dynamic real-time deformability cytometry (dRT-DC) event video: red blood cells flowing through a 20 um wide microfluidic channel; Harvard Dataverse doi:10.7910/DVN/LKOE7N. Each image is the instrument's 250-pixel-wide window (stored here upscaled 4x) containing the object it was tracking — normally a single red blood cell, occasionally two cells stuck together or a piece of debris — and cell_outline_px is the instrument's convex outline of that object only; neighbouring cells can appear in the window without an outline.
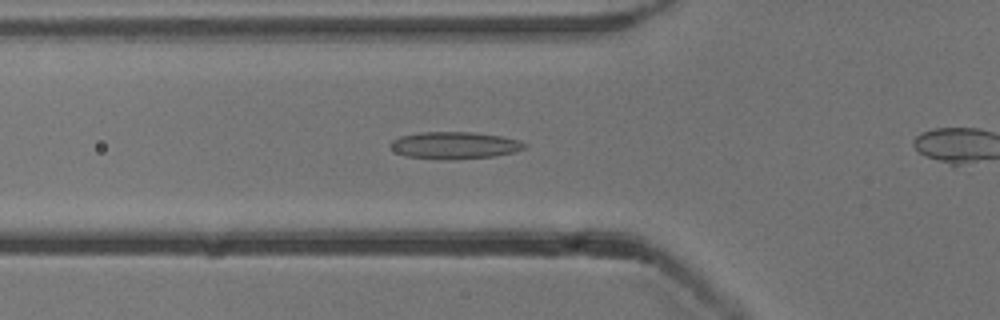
{"species": "common noctule bat (a hibernating species)", "species_latin": "Nyctalus noctula", "temperature_condition": "cold", "stored_images_in_passage": 27, "camera_frame_rate_fps": 3000, "um_per_image_px": 0.085, "animal": {"sex": "male", "body_mass_g": 13.3}, "frame": {"image": 1, "passage_image": 2, "time_ms": 0.333, "image_size_px": [1000, 320], "cell_outline_px": [[528, 144], [524, 148], [516, 152], [496, 156], [448, 160], [444, 160], [404, 156], [396, 152], [388, 144], [392, 140], [400, 136], [420, 132], [476, 132], [500, 136], [520, 140]], "centroid_in_image_um": [38.65, 12.36], "position_along_channel_um": 87.2, "area_um2": 21.44}}
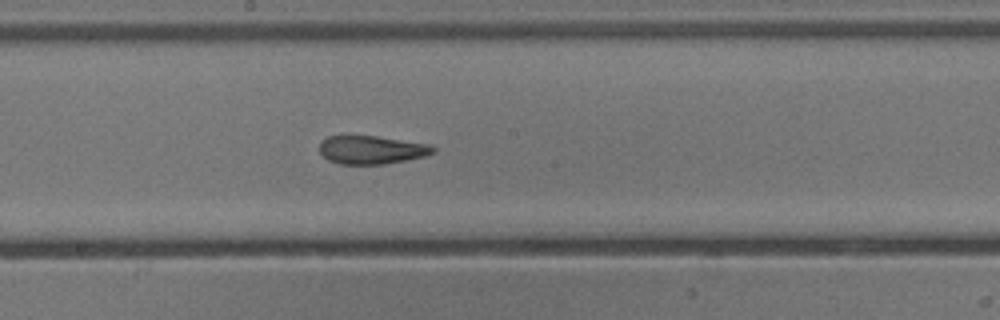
{"frame": {"image": 2, "passage_image": 12, "time_ms": 3.667, "image_size_px": [1000, 320], "cell_outline_px": [[436, 152], [424, 156], [384, 164], [340, 164], [328, 160], [320, 152], [320, 140], [328, 136], [376, 136], [432, 144], [436, 148]], "centroid_in_image_um": [31.6, 12.73], "position_along_channel_um": 216.6, "area_um2": 18.79}}
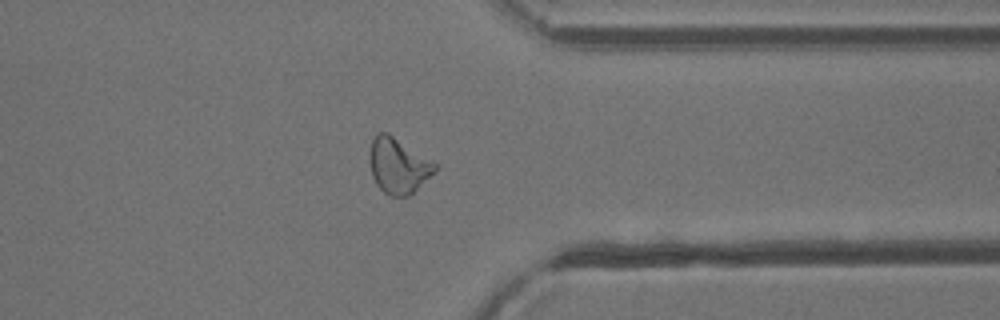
{"frame": {"image": 3, "passage_image": 25, "time_ms": 8.0, "image_size_px": [1000, 320], "cell_outline_px": [[436, 172], [408, 196], [388, 196], [376, 184], [372, 176], [372, 140], [380, 132], [388, 132], [432, 160], [436, 164]], "centroid_in_image_um": [33.9, 14.1], "position_along_channel_um": 377.5, "area_um2": 20.63}}